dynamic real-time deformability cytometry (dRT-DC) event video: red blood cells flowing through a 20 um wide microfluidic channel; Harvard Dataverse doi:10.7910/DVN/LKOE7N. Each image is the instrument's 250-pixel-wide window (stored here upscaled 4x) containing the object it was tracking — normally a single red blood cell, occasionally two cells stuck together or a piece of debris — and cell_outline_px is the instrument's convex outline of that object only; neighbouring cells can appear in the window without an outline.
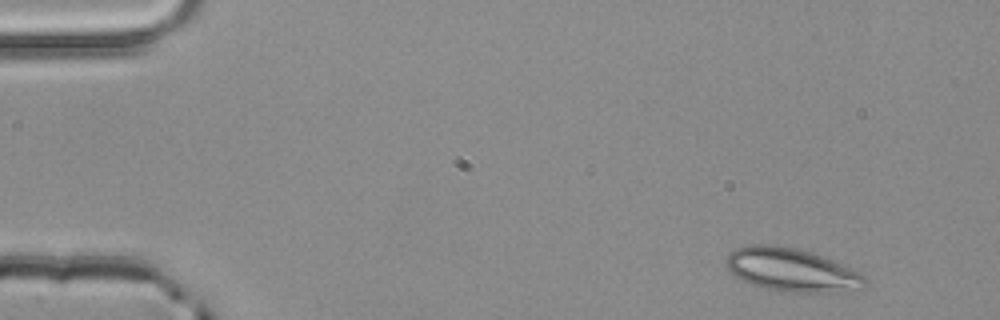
{"species": "common noctule bat (a hibernating species)", "species_latin": "Nyctalus noctula", "temperature_condition": "room temperature", "stored_images_in_passage": 3, "camera_frame_rate_fps": 3000, "um_per_image_px": 0.085, "animal": {"sex": "male", "body_mass_g": 20.4}, "frame": {"image": 1, "passage_image": 1, "time_ms": 0.0, "image_size_px": [1000, 320], "cell_outline_px": [[868, 284], [864, 288], [836, 292], [792, 292], [764, 288], [752, 284], [736, 276], [728, 268], [728, 252], [736, 248], [748, 244], [768, 244], [796, 248], [832, 260], [860, 272], [868, 276]], "centroid_in_image_um": [67.35, 22.94], "position_along_channel_um": 17.7, "area_um2": 34.8}}